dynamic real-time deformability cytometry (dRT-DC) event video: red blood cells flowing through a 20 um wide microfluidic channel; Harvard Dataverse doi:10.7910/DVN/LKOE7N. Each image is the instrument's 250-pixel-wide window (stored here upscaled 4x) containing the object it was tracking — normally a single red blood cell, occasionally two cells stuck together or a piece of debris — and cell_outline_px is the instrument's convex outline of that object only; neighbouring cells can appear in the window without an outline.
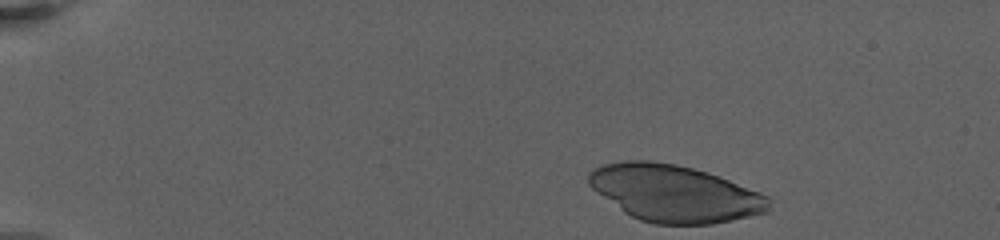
{"species": "human", "species_latin": "Homo sapiens", "temperature_condition": "warm", "stored_images_in_passage": 14, "camera_frame_rate_fps": 3000, "um_per_image_px": 0.085, "donor": {"sex": "female"}, "frame": {"image": 1, "passage_image": 1, "time_ms": 0.0, "image_size_px": [1000, 240], "cell_outline_px": [[772, 200], [768, 212], [732, 220], [712, 224], [652, 224], [640, 220], [624, 212], [592, 188], [588, 184], [588, 172], [604, 164], [624, 160], [648, 160], [676, 164], [692, 168], [728, 180], [760, 192], [768, 196]], "centroid_in_image_um": [57.34, 16.44], "position_along_channel_um": 27.7, "area_um2": 59.42}}